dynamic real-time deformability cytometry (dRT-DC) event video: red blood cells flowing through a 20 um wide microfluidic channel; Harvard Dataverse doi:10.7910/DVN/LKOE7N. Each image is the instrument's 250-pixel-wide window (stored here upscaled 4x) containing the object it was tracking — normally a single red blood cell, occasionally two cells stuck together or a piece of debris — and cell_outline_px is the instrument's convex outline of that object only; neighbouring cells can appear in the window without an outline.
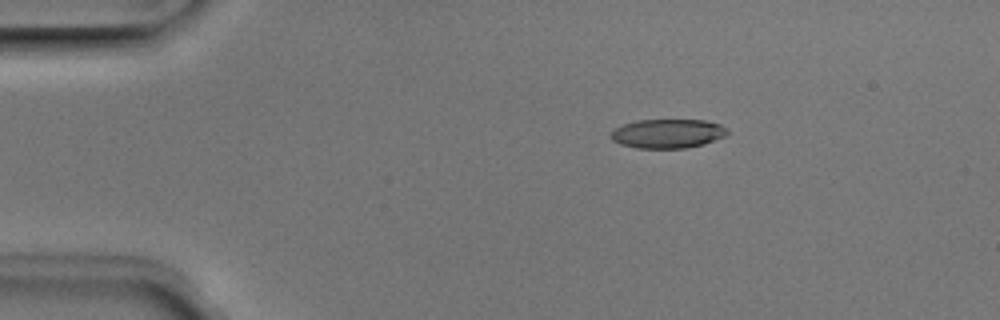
{"species": "Egyptian fruit bat (a non-hibernating species)", "species_latin": "Rousettus aegyptiacus", "temperature_condition": "room temperature", "stored_images_in_passage": 8, "camera_frame_rate_fps": 3000, "um_per_image_px": 0.085, "animal": {"sex": "male"}, "frame": {"image": 1, "passage_image": 3, "time_ms": 0.667, "image_size_px": [1000, 320], "cell_outline_px": [[728, 132], [724, 136], [704, 144], [688, 148], [636, 148], [620, 144], [612, 140], [608, 136], [612, 128], [620, 124], [636, 120], [704, 120], [720, 124]], "centroid_in_image_um": [56.65, 11.35], "position_along_channel_um": 28.3, "area_um2": 20.0}}
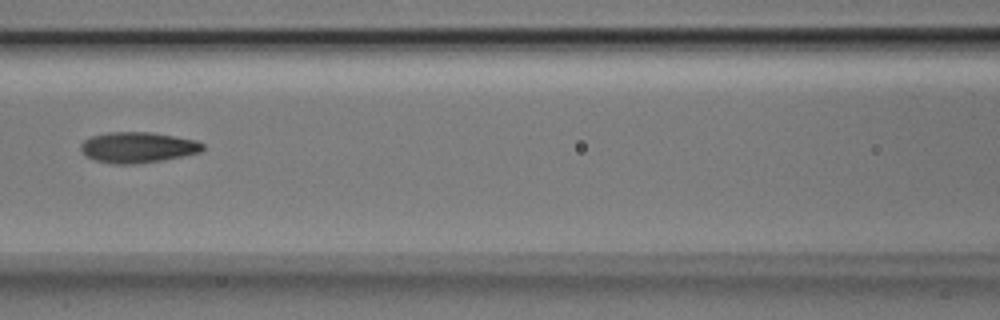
{"frame": {"image": 2, "passage_image": 7, "time_ms": 2.0, "image_size_px": [1000, 320], "cell_outline_px": [[204, 148], [200, 152], [160, 160], [132, 164], [112, 164], [96, 160], [84, 156], [80, 148], [80, 144], [84, 140], [92, 136], [108, 132], [152, 132], [196, 140], [204, 144]], "centroid_in_image_um": [11.67, 12.52], "position_along_channel_um": 154.9, "area_um2": 21.73}}
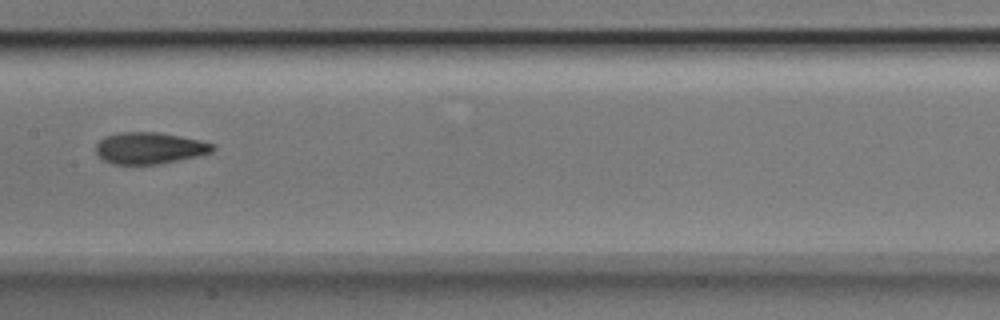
{"frame": {"image": 3, "passage_image": 8, "time_ms": 2.333, "image_size_px": [1000, 320], "cell_outline_px": [[216, 148], [212, 152], [196, 156], [160, 164], [112, 164], [104, 160], [96, 152], [96, 144], [104, 136], [120, 132], [156, 132], [180, 136], [200, 140], [212, 144]], "centroid_in_image_um": [12.69, 12.58], "position_along_channel_um": 194.7, "area_um2": 21.39}}